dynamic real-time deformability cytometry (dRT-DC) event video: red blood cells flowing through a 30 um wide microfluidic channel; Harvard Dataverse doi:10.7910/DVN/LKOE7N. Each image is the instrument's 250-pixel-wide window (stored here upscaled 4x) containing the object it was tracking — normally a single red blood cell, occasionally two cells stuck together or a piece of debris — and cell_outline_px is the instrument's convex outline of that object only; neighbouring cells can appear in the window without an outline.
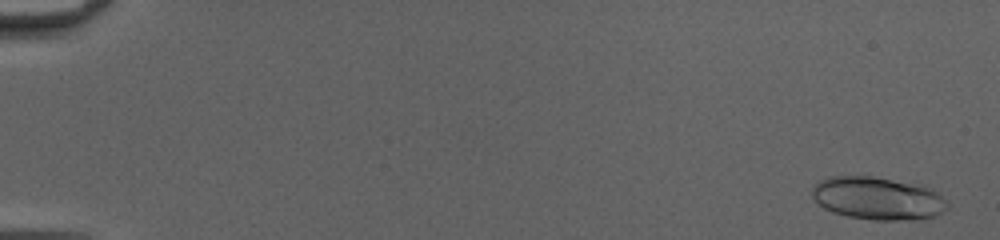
{"species": "common noctule bat (a hibernating species)", "species_latin": "Nyctalus noctula", "temperature_condition": "cold", "stored_images_in_passage": 51, "camera_frame_rate_fps": 3000, "um_per_image_px": 0.085, "animal": {"sex": "female", "body_mass_g": 20.0, "forearm_length_mm": 54.0}, "frame": {"image": 1, "passage_image": 2, "time_ms": 0.333, "image_size_px": [1000, 240], "cell_outline_px": [[948, 208], [936, 216], [920, 220], [872, 220], [848, 216], [832, 212], [824, 208], [812, 196], [812, 188], [820, 180], [832, 176], [872, 176], [928, 184], [948, 204]], "centroid_in_image_um": [74.67, 16.85], "position_along_channel_um": 10.3, "area_um2": 34.28}}
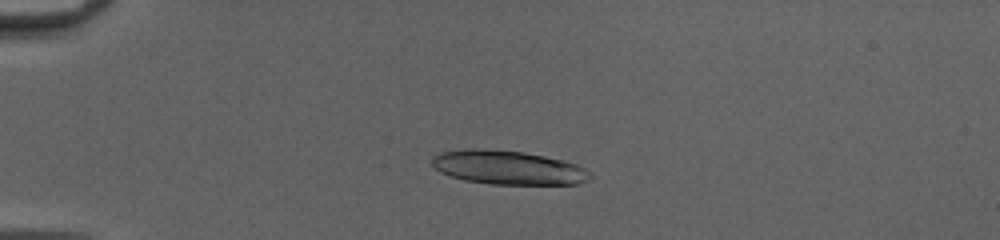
{"frame": {"image": 2, "passage_image": 14, "time_ms": 4.333, "image_size_px": [1000, 240], "cell_outline_px": [[592, 176], [588, 180], [580, 184], [488, 184], [464, 180], [448, 176], [440, 172], [432, 164], [432, 156], [440, 152], [472, 148], [480, 148], [524, 152], [564, 160], [576, 164], [584, 168]], "centroid_in_image_um": [43.16, 14.24], "position_along_channel_um": 41.8, "area_um2": 31.39}}